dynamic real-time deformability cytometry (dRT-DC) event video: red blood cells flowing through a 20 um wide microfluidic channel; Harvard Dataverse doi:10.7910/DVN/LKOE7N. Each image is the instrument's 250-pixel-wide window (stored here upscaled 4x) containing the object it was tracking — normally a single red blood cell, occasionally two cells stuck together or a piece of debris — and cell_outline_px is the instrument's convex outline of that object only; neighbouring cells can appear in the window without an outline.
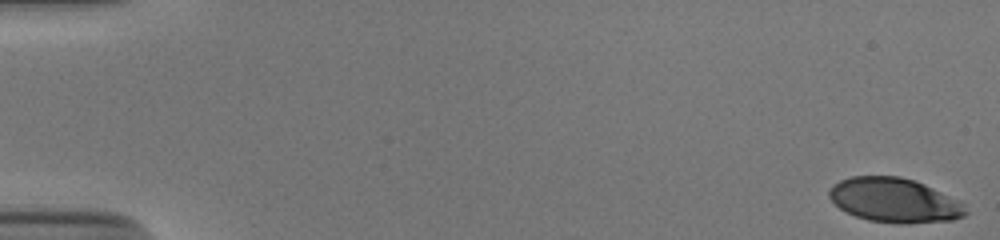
{"species": "human", "species_latin": "Homo sapiens", "temperature_condition": "cold", "stored_images_in_passage": 54, "camera_frame_rate_fps": 3000, "um_per_image_px": 0.085, "donor": {"sex": "male"}, "frame": {"image": 1, "passage_image": 1, "time_ms": 0.0, "image_size_px": [1000, 240], "cell_outline_px": [[968, 212], [964, 216], [952, 220], [904, 224], [896, 224], [868, 220], [856, 216], [840, 208], [828, 196], [828, 192], [832, 184], [840, 180], [852, 176], [900, 176], [924, 184], [960, 200], [964, 204]], "centroid_in_image_um": [76.04, 17.03], "position_along_channel_um": 9.0, "area_um2": 35.43}}
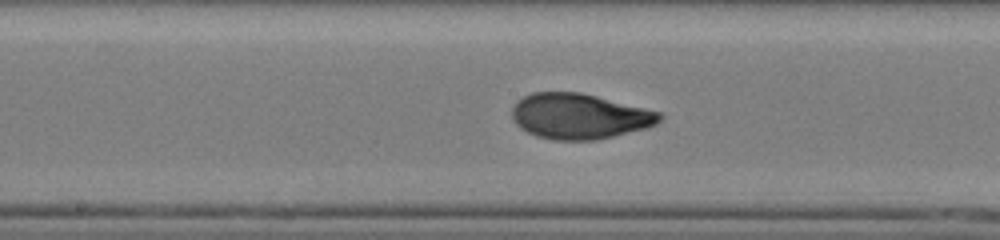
{"frame": {"image": 2, "passage_image": 29, "time_ms": 9.333, "image_size_px": [1000, 240], "cell_outline_px": [[664, 116], [656, 124], [648, 128], [596, 140], [552, 140], [536, 136], [520, 128], [516, 124], [512, 116], [512, 108], [524, 96], [532, 92], [580, 92], [660, 112]], "centroid_in_image_um": [49.25, 9.89], "position_along_channel_um": 198.9, "area_um2": 38.96}}
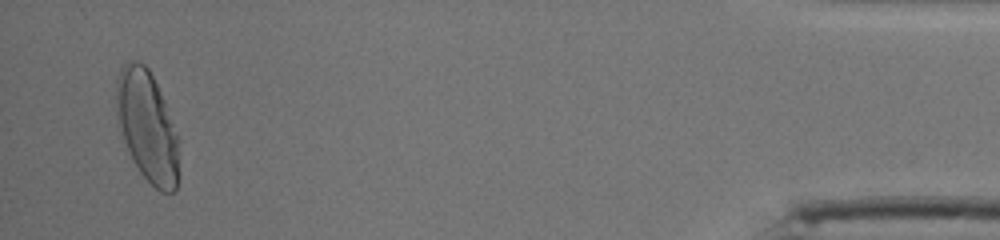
{"frame": {"image": 3, "passage_image": 52, "time_ms": 17.0, "image_size_px": [1000, 240], "cell_outline_px": [[176, 192], [160, 192], [140, 172], [132, 160], [116, 124], [116, 80], [120, 68], [128, 60], [136, 60], [144, 64], [148, 68], [164, 100], [176, 136]], "centroid_in_image_um": [12.43, 10.68], "position_along_channel_um": 422.8, "area_um2": 39.77}, "authors_computed_cell_mechanics": {"area_um2": 37.7434, "velocity_mm_per_s": 3.8758, "shape_relaxation_time_tau1_ms": 4.5194, "shape_relaxation_time_tau2_ms": null, "deformation_change_tau1": 0.1915, "deformation_change_tau2": null}}